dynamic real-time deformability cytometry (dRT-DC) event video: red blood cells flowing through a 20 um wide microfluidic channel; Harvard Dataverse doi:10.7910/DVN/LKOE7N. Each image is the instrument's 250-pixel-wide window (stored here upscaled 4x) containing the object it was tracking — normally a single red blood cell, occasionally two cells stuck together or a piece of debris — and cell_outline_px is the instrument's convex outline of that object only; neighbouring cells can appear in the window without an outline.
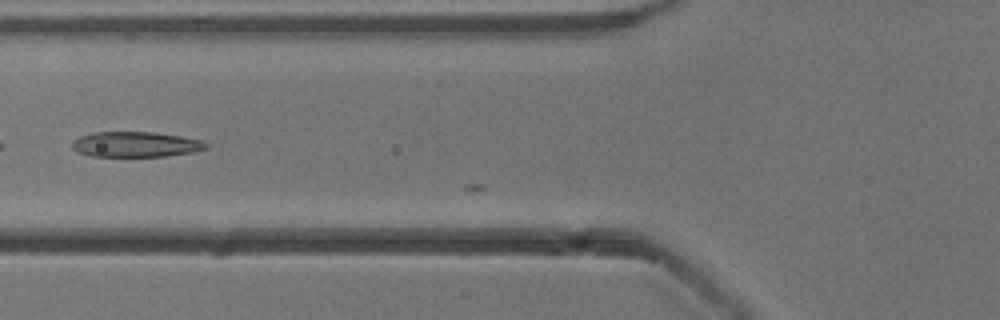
{"species": "common noctule bat (a hibernating species)", "species_latin": "Nyctalus noctula", "temperature_condition": "cold", "stored_images_in_passage": 8, "camera_frame_rate_fps": 3000, "um_per_image_px": 0.085, "animal": {"sex": "male", "body_mass_g": 13.3}, "frame": {"image": 1, "passage_image": 7, "time_ms": 2.0, "image_size_px": [1000, 320], "cell_outline_px": [[208, 148], [192, 152], [164, 156], [92, 156], [76, 152], [72, 148], [72, 140], [80, 136], [92, 132], [156, 132], [180, 136], [200, 140], [208, 144]], "centroid_in_image_um": [11.49, 12.27], "position_along_channel_um": 114.3, "area_um2": 19.77}}